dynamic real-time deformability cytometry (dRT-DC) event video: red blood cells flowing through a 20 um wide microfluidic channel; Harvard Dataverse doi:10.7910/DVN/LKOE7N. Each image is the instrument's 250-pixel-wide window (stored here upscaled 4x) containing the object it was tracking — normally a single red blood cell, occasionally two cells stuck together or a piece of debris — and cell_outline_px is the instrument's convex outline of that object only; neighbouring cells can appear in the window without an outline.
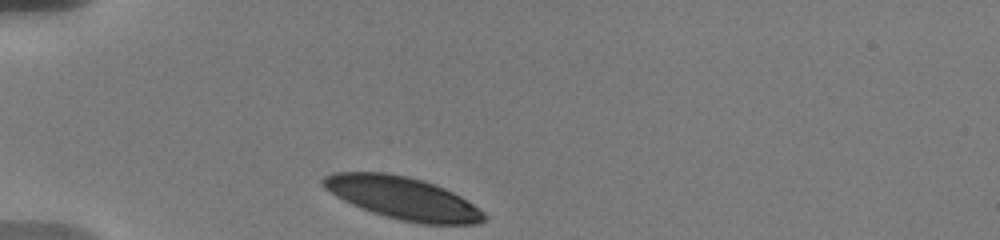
{"species": "human", "species_latin": "Homo sapiens", "temperature_condition": "warm", "stored_images_in_passage": 3, "camera_frame_rate_fps": 3000, "um_per_image_px": 0.085, "donor": {"sex": "male"}, "frame": {"image": 1, "passage_image": 1, "time_ms": 0.0, "image_size_px": [1000, 240], "cell_outline_px": [[488, 220], [480, 224], [420, 224], [400, 220], [384, 216], [360, 208], [336, 196], [324, 188], [320, 180], [324, 176], [332, 172], [388, 172], [408, 176], [424, 180], [444, 188], [460, 196], [484, 212], [488, 216]], "centroid_in_image_um": [34.24, 16.84], "position_along_channel_um": 50.8, "area_um2": 40.11}}
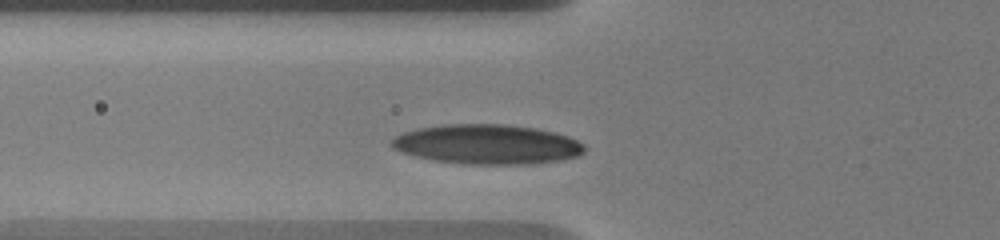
{"frame": {"image": 2, "passage_image": 3, "time_ms": 1.667, "image_size_px": [1000, 240], "cell_outline_px": [[584, 152], [576, 156], [560, 160], [528, 164], [464, 164], [432, 160], [400, 152], [392, 148], [392, 140], [396, 136], [404, 132], [420, 128], [444, 124], [500, 124], [536, 128], [568, 136], [584, 144]], "centroid_in_image_um": [41.39, 12.27], "position_along_channel_um": 84.4, "area_um2": 44.39}}